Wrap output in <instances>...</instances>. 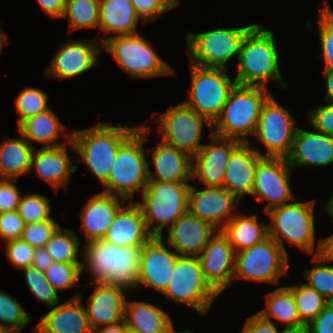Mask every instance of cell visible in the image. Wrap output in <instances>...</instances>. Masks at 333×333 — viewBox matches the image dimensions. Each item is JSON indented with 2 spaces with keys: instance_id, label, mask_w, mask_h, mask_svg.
Returning <instances> with one entry per match:
<instances>
[{
  "instance_id": "3957f363",
  "label": "cell",
  "mask_w": 333,
  "mask_h": 333,
  "mask_svg": "<svg viewBox=\"0 0 333 333\" xmlns=\"http://www.w3.org/2000/svg\"><path fill=\"white\" fill-rule=\"evenodd\" d=\"M112 126L98 122L94 127L71 130L70 146L82 159L102 186L107 182L120 145L139 127ZM122 126V127H121Z\"/></svg>"
},
{
  "instance_id": "5bb4252c",
  "label": "cell",
  "mask_w": 333,
  "mask_h": 333,
  "mask_svg": "<svg viewBox=\"0 0 333 333\" xmlns=\"http://www.w3.org/2000/svg\"><path fill=\"white\" fill-rule=\"evenodd\" d=\"M296 120L271 94L263 103L254 136L267 152L264 157H287L297 130Z\"/></svg>"
},
{
  "instance_id": "9c48e42d",
  "label": "cell",
  "mask_w": 333,
  "mask_h": 333,
  "mask_svg": "<svg viewBox=\"0 0 333 333\" xmlns=\"http://www.w3.org/2000/svg\"><path fill=\"white\" fill-rule=\"evenodd\" d=\"M255 25L233 29L217 28L197 34L187 31L185 39L190 63L226 69L230 59L240 56L245 36Z\"/></svg>"
},
{
  "instance_id": "ba28073f",
  "label": "cell",
  "mask_w": 333,
  "mask_h": 333,
  "mask_svg": "<svg viewBox=\"0 0 333 333\" xmlns=\"http://www.w3.org/2000/svg\"><path fill=\"white\" fill-rule=\"evenodd\" d=\"M101 38L102 48L111 53L119 67L134 79L172 75L174 72L139 33Z\"/></svg>"
},
{
  "instance_id": "e0dca14e",
  "label": "cell",
  "mask_w": 333,
  "mask_h": 333,
  "mask_svg": "<svg viewBox=\"0 0 333 333\" xmlns=\"http://www.w3.org/2000/svg\"><path fill=\"white\" fill-rule=\"evenodd\" d=\"M209 144L192 157V180L198 179L203 186H223L225 171L232 153L243 143L210 133Z\"/></svg>"
},
{
  "instance_id": "6125c7cd",
  "label": "cell",
  "mask_w": 333,
  "mask_h": 333,
  "mask_svg": "<svg viewBox=\"0 0 333 333\" xmlns=\"http://www.w3.org/2000/svg\"><path fill=\"white\" fill-rule=\"evenodd\" d=\"M327 206L325 207L326 212L330 215L331 219L333 220V194L331 198L327 201Z\"/></svg>"
},
{
  "instance_id": "f546056e",
  "label": "cell",
  "mask_w": 333,
  "mask_h": 333,
  "mask_svg": "<svg viewBox=\"0 0 333 333\" xmlns=\"http://www.w3.org/2000/svg\"><path fill=\"white\" fill-rule=\"evenodd\" d=\"M141 18L130 0H99V31L114 36L138 33Z\"/></svg>"
},
{
  "instance_id": "4dcf8cb0",
  "label": "cell",
  "mask_w": 333,
  "mask_h": 333,
  "mask_svg": "<svg viewBox=\"0 0 333 333\" xmlns=\"http://www.w3.org/2000/svg\"><path fill=\"white\" fill-rule=\"evenodd\" d=\"M266 308L258 311L263 318L275 324L280 322L288 332H300L305 330V324L301 321L295 297L292 289L287 286L279 287L265 295ZM272 317V318H271Z\"/></svg>"
},
{
  "instance_id": "6f0895ef",
  "label": "cell",
  "mask_w": 333,
  "mask_h": 333,
  "mask_svg": "<svg viewBox=\"0 0 333 333\" xmlns=\"http://www.w3.org/2000/svg\"><path fill=\"white\" fill-rule=\"evenodd\" d=\"M126 323L124 320L112 325L102 326L93 331V333H124Z\"/></svg>"
},
{
  "instance_id": "ac0fdd59",
  "label": "cell",
  "mask_w": 333,
  "mask_h": 333,
  "mask_svg": "<svg viewBox=\"0 0 333 333\" xmlns=\"http://www.w3.org/2000/svg\"><path fill=\"white\" fill-rule=\"evenodd\" d=\"M165 243L162 237L153 236L143 246L137 289L149 287L162 294L167 288L179 254Z\"/></svg>"
},
{
  "instance_id": "91938a15",
  "label": "cell",
  "mask_w": 333,
  "mask_h": 333,
  "mask_svg": "<svg viewBox=\"0 0 333 333\" xmlns=\"http://www.w3.org/2000/svg\"><path fill=\"white\" fill-rule=\"evenodd\" d=\"M322 253L332 262L333 261V234L323 238Z\"/></svg>"
},
{
  "instance_id": "d6986e66",
  "label": "cell",
  "mask_w": 333,
  "mask_h": 333,
  "mask_svg": "<svg viewBox=\"0 0 333 333\" xmlns=\"http://www.w3.org/2000/svg\"><path fill=\"white\" fill-rule=\"evenodd\" d=\"M205 281L220 295L232 288L235 271V251L228 238L218 230L198 255Z\"/></svg>"
},
{
  "instance_id": "4fadbf2b",
  "label": "cell",
  "mask_w": 333,
  "mask_h": 333,
  "mask_svg": "<svg viewBox=\"0 0 333 333\" xmlns=\"http://www.w3.org/2000/svg\"><path fill=\"white\" fill-rule=\"evenodd\" d=\"M154 122L159 125L157 130L162 135V142L186 152L191 157L204 146L200 144L203 127L208 126L212 133L213 126L207 118L199 115L183 101L160 113Z\"/></svg>"
},
{
  "instance_id": "60d3db41",
  "label": "cell",
  "mask_w": 333,
  "mask_h": 333,
  "mask_svg": "<svg viewBox=\"0 0 333 333\" xmlns=\"http://www.w3.org/2000/svg\"><path fill=\"white\" fill-rule=\"evenodd\" d=\"M16 112L19 114L17 127L26 119L49 109L48 94L40 88L25 86L14 100Z\"/></svg>"
},
{
  "instance_id": "ffe728a7",
  "label": "cell",
  "mask_w": 333,
  "mask_h": 333,
  "mask_svg": "<svg viewBox=\"0 0 333 333\" xmlns=\"http://www.w3.org/2000/svg\"><path fill=\"white\" fill-rule=\"evenodd\" d=\"M197 190L190 185L188 210L198 218L221 230L237 213L240 200L224 186H204Z\"/></svg>"
},
{
  "instance_id": "9a60e30c",
  "label": "cell",
  "mask_w": 333,
  "mask_h": 333,
  "mask_svg": "<svg viewBox=\"0 0 333 333\" xmlns=\"http://www.w3.org/2000/svg\"><path fill=\"white\" fill-rule=\"evenodd\" d=\"M292 172L286 157H264L258 163L251 196L268 202L265 213L295 200L290 187Z\"/></svg>"
},
{
  "instance_id": "f907efd6",
  "label": "cell",
  "mask_w": 333,
  "mask_h": 333,
  "mask_svg": "<svg viewBox=\"0 0 333 333\" xmlns=\"http://www.w3.org/2000/svg\"><path fill=\"white\" fill-rule=\"evenodd\" d=\"M308 119L317 132L333 137V103L320 105L310 110Z\"/></svg>"
},
{
  "instance_id": "db71d44e",
  "label": "cell",
  "mask_w": 333,
  "mask_h": 333,
  "mask_svg": "<svg viewBox=\"0 0 333 333\" xmlns=\"http://www.w3.org/2000/svg\"><path fill=\"white\" fill-rule=\"evenodd\" d=\"M276 326L277 325L272 320L269 321L256 312L254 315L247 318L241 333H289L284 328L279 332Z\"/></svg>"
},
{
  "instance_id": "52a82bcc",
  "label": "cell",
  "mask_w": 333,
  "mask_h": 333,
  "mask_svg": "<svg viewBox=\"0 0 333 333\" xmlns=\"http://www.w3.org/2000/svg\"><path fill=\"white\" fill-rule=\"evenodd\" d=\"M189 190L188 182L149 180L140 195L142 201L136 203L153 236L161 237L166 226L170 227L188 211Z\"/></svg>"
},
{
  "instance_id": "a7ac6f4b",
  "label": "cell",
  "mask_w": 333,
  "mask_h": 333,
  "mask_svg": "<svg viewBox=\"0 0 333 333\" xmlns=\"http://www.w3.org/2000/svg\"><path fill=\"white\" fill-rule=\"evenodd\" d=\"M0 333H11V332H7V331H0Z\"/></svg>"
},
{
  "instance_id": "8fae6325",
  "label": "cell",
  "mask_w": 333,
  "mask_h": 333,
  "mask_svg": "<svg viewBox=\"0 0 333 333\" xmlns=\"http://www.w3.org/2000/svg\"><path fill=\"white\" fill-rule=\"evenodd\" d=\"M162 295L167 300L187 304L203 317L219 297L205 281L199 257L187 255H179Z\"/></svg>"
},
{
  "instance_id": "603a6c76",
  "label": "cell",
  "mask_w": 333,
  "mask_h": 333,
  "mask_svg": "<svg viewBox=\"0 0 333 333\" xmlns=\"http://www.w3.org/2000/svg\"><path fill=\"white\" fill-rule=\"evenodd\" d=\"M126 201L124 198L102 191L92 195L87 200L81 213V226L85 243L104 238L118 211Z\"/></svg>"
},
{
  "instance_id": "7c38bea8",
  "label": "cell",
  "mask_w": 333,
  "mask_h": 333,
  "mask_svg": "<svg viewBox=\"0 0 333 333\" xmlns=\"http://www.w3.org/2000/svg\"><path fill=\"white\" fill-rule=\"evenodd\" d=\"M288 254L270 236L235 253L234 279L279 284L289 267Z\"/></svg>"
},
{
  "instance_id": "d590c367",
  "label": "cell",
  "mask_w": 333,
  "mask_h": 333,
  "mask_svg": "<svg viewBox=\"0 0 333 333\" xmlns=\"http://www.w3.org/2000/svg\"><path fill=\"white\" fill-rule=\"evenodd\" d=\"M80 241L74 230L59 228L45 248L54 262L81 264Z\"/></svg>"
},
{
  "instance_id": "003e7915",
  "label": "cell",
  "mask_w": 333,
  "mask_h": 333,
  "mask_svg": "<svg viewBox=\"0 0 333 333\" xmlns=\"http://www.w3.org/2000/svg\"><path fill=\"white\" fill-rule=\"evenodd\" d=\"M289 333H306L305 331H300V332H289Z\"/></svg>"
},
{
  "instance_id": "11a10c76",
  "label": "cell",
  "mask_w": 333,
  "mask_h": 333,
  "mask_svg": "<svg viewBox=\"0 0 333 333\" xmlns=\"http://www.w3.org/2000/svg\"><path fill=\"white\" fill-rule=\"evenodd\" d=\"M41 9L53 18H63L66 0H37Z\"/></svg>"
},
{
  "instance_id": "d6a6232c",
  "label": "cell",
  "mask_w": 333,
  "mask_h": 333,
  "mask_svg": "<svg viewBox=\"0 0 333 333\" xmlns=\"http://www.w3.org/2000/svg\"><path fill=\"white\" fill-rule=\"evenodd\" d=\"M20 138L4 136L0 143V178L17 179L30 174L34 145L19 132Z\"/></svg>"
},
{
  "instance_id": "8992f818",
  "label": "cell",
  "mask_w": 333,
  "mask_h": 333,
  "mask_svg": "<svg viewBox=\"0 0 333 333\" xmlns=\"http://www.w3.org/2000/svg\"><path fill=\"white\" fill-rule=\"evenodd\" d=\"M314 205L315 200L292 201L265 213L271 219L268 223V236L272 237L287 254L284 240L308 254L322 253L323 238L319 239L318 243L315 241Z\"/></svg>"
},
{
  "instance_id": "8d00e7d4",
  "label": "cell",
  "mask_w": 333,
  "mask_h": 333,
  "mask_svg": "<svg viewBox=\"0 0 333 333\" xmlns=\"http://www.w3.org/2000/svg\"><path fill=\"white\" fill-rule=\"evenodd\" d=\"M63 17L69 19V30L99 28V0H66Z\"/></svg>"
},
{
  "instance_id": "681fc988",
  "label": "cell",
  "mask_w": 333,
  "mask_h": 333,
  "mask_svg": "<svg viewBox=\"0 0 333 333\" xmlns=\"http://www.w3.org/2000/svg\"><path fill=\"white\" fill-rule=\"evenodd\" d=\"M24 226L25 222L17 210L0 213V239L3 242L20 238Z\"/></svg>"
},
{
  "instance_id": "9f6ffc18",
  "label": "cell",
  "mask_w": 333,
  "mask_h": 333,
  "mask_svg": "<svg viewBox=\"0 0 333 333\" xmlns=\"http://www.w3.org/2000/svg\"><path fill=\"white\" fill-rule=\"evenodd\" d=\"M53 262L54 260L47 252V249L45 247H38L35 250L31 266L45 272Z\"/></svg>"
},
{
  "instance_id": "2e32d148",
  "label": "cell",
  "mask_w": 333,
  "mask_h": 333,
  "mask_svg": "<svg viewBox=\"0 0 333 333\" xmlns=\"http://www.w3.org/2000/svg\"><path fill=\"white\" fill-rule=\"evenodd\" d=\"M99 36L98 33L93 40L73 41L69 37L60 45L51 63L45 68L46 77L59 80L73 78L97 66L98 54L103 49L97 39Z\"/></svg>"
},
{
  "instance_id": "7dc6e473",
  "label": "cell",
  "mask_w": 333,
  "mask_h": 333,
  "mask_svg": "<svg viewBox=\"0 0 333 333\" xmlns=\"http://www.w3.org/2000/svg\"><path fill=\"white\" fill-rule=\"evenodd\" d=\"M144 24L155 22L159 17L179 6L180 0H130Z\"/></svg>"
},
{
  "instance_id": "836d02e7",
  "label": "cell",
  "mask_w": 333,
  "mask_h": 333,
  "mask_svg": "<svg viewBox=\"0 0 333 333\" xmlns=\"http://www.w3.org/2000/svg\"><path fill=\"white\" fill-rule=\"evenodd\" d=\"M124 321L141 333H167L174 325L168 312L146 301H126Z\"/></svg>"
},
{
  "instance_id": "680465c9",
  "label": "cell",
  "mask_w": 333,
  "mask_h": 333,
  "mask_svg": "<svg viewBox=\"0 0 333 333\" xmlns=\"http://www.w3.org/2000/svg\"><path fill=\"white\" fill-rule=\"evenodd\" d=\"M323 75L326 79L327 93L325 95V101L327 103H333V71L331 70H323Z\"/></svg>"
},
{
  "instance_id": "277c9868",
  "label": "cell",
  "mask_w": 333,
  "mask_h": 333,
  "mask_svg": "<svg viewBox=\"0 0 333 333\" xmlns=\"http://www.w3.org/2000/svg\"><path fill=\"white\" fill-rule=\"evenodd\" d=\"M140 125L119 147L107 182L102 192L133 200L134 193L140 194L149 182L147 150L144 143L151 129Z\"/></svg>"
},
{
  "instance_id": "1f68e13d",
  "label": "cell",
  "mask_w": 333,
  "mask_h": 333,
  "mask_svg": "<svg viewBox=\"0 0 333 333\" xmlns=\"http://www.w3.org/2000/svg\"><path fill=\"white\" fill-rule=\"evenodd\" d=\"M20 132L30 143H42V147H58L70 144L71 130L69 133L62 134L65 129L58 116L51 108L24 120L18 127ZM65 136L66 141L59 143L60 136Z\"/></svg>"
},
{
  "instance_id": "e7e4bbea",
  "label": "cell",
  "mask_w": 333,
  "mask_h": 333,
  "mask_svg": "<svg viewBox=\"0 0 333 333\" xmlns=\"http://www.w3.org/2000/svg\"><path fill=\"white\" fill-rule=\"evenodd\" d=\"M167 333H193V332H191V331L178 332V331L175 330V328L173 326Z\"/></svg>"
},
{
  "instance_id": "816d5d0a",
  "label": "cell",
  "mask_w": 333,
  "mask_h": 333,
  "mask_svg": "<svg viewBox=\"0 0 333 333\" xmlns=\"http://www.w3.org/2000/svg\"><path fill=\"white\" fill-rule=\"evenodd\" d=\"M16 181L17 179L0 178V213L17 210L21 192L14 183Z\"/></svg>"
},
{
  "instance_id": "484cf974",
  "label": "cell",
  "mask_w": 333,
  "mask_h": 333,
  "mask_svg": "<svg viewBox=\"0 0 333 333\" xmlns=\"http://www.w3.org/2000/svg\"><path fill=\"white\" fill-rule=\"evenodd\" d=\"M286 158L293 170L297 166H328L333 163V137L298 127Z\"/></svg>"
},
{
  "instance_id": "c3c4849f",
  "label": "cell",
  "mask_w": 333,
  "mask_h": 333,
  "mask_svg": "<svg viewBox=\"0 0 333 333\" xmlns=\"http://www.w3.org/2000/svg\"><path fill=\"white\" fill-rule=\"evenodd\" d=\"M4 243L6 257L15 269L22 270L32 265L35 247L30 246L21 238Z\"/></svg>"
},
{
  "instance_id": "f1b7e54d",
  "label": "cell",
  "mask_w": 333,
  "mask_h": 333,
  "mask_svg": "<svg viewBox=\"0 0 333 333\" xmlns=\"http://www.w3.org/2000/svg\"><path fill=\"white\" fill-rule=\"evenodd\" d=\"M152 151V153H150ZM156 171L148 167L149 180L165 182H189L192 180V157L186 152L159 141L155 148L147 150Z\"/></svg>"
},
{
  "instance_id": "be15d7a7",
  "label": "cell",
  "mask_w": 333,
  "mask_h": 333,
  "mask_svg": "<svg viewBox=\"0 0 333 333\" xmlns=\"http://www.w3.org/2000/svg\"><path fill=\"white\" fill-rule=\"evenodd\" d=\"M124 333H141V332L138 331L137 329H134V328L126 325Z\"/></svg>"
},
{
  "instance_id": "ab89813d",
  "label": "cell",
  "mask_w": 333,
  "mask_h": 333,
  "mask_svg": "<svg viewBox=\"0 0 333 333\" xmlns=\"http://www.w3.org/2000/svg\"><path fill=\"white\" fill-rule=\"evenodd\" d=\"M297 303V310L301 321L307 325L329 303L321 294L308 284L289 286Z\"/></svg>"
},
{
  "instance_id": "cb8c5ba5",
  "label": "cell",
  "mask_w": 333,
  "mask_h": 333,
  "mask_svg": "<svg viewBox=\"0 0 333 333\" xmlns=\"http://www.w3.org/2000/svg\"><path fill=\"white\" fill-rule=\"evenodd\" d=\"M251 141L242 143L228 162L223 186L239 200L243 196L252 195L255 172L258 163L264 158L263 151L251 147Z\"/></svg>"
},
{
  "instance_id": "e575fe53",
  "label": "cell",
  "mask_w": 333,
  "mask_h": 333,
  "mask_svg": "<svg viewBox=\"0 0 333 333\" xmlns=\"http://www.w3.org/2000/svg\"><path fill=\"white\" fill-rule=\"evenodd\" d=\"M221 232L228 238L236 252L262 242L268 237V223H259L257 215H235Z\"/></svg>"
},
{
  "instance_id": "f6af8a7d",
  "label": "cell",
  "mask_w": 333,
  "mask_h": 333,
  "mask_svg": "<svg viewBox=\"0 0 333 333\" xmlns=\"http://www.w3.org/2000/svg\"><path fill=\"white\" fill-rule=\"evenodd\" d=\"M22 271H24L29 289L37 300L45 303L47 307H53L60 302L58 292L48 282L44 272L32 266L26 267Z\"/></svg>"
},
{
  "instance_id": "44dd1931",
  "label": "cell",
  "mask_w": 333,
  "mask_h": 333,
  "mask_svg": "<svg viewBox=\"0 0 333 333\" xmlns=\"http://www.w3.org/2000/svg\"><path fill=\"white\" fill-rule=\"evenodd\" d=\"M162 239L179 255L198 256L218 231L211 223L202 220L189 210L180 216Z\"/></svg>"
},
{
  "instance_id": "5b68a950",
  "label": "cell",
  "mask_w": 333,
  "mask_h": 333,
  "mask_svg": "<svg viewBox=\"0 0 333 333\" xmlns=\"http://www.w3.org/2000/svg\"><path fill=\"white\" fill-rule=\"evenodd\" d=\"M271 91L262 86L237 84L231 90L220 116L212 126V134L250 142L254 136L263 103Z\"/></svg>"
},
{
  "instance_id": "6da1fadb",
  "label": "cell",
  "mask_w": 333,
  "mask_h": 333,
  "mask_svg": "<svg viewBox=\"0 0 333 333\" xmlns=\"http://www.w3.org/2000/svg\"><path fill=\"white\" fill-rule=\"evenodd\" d=\"M83 245L81 269H88L91 283H110L130 292L137 289L144 245L119 247L103 239Z\"/></svg>"
},
{
  "instance_id": "74e56055",
  "label": "cell",
  "mask_w": 333,
  "mask_h": 333,
  "mask_svg": "<svg viewBox=\"0 0 333 333\" xmlns=\"http://www.w3.org/2000/svg\"><path fill=\"white\" fill-rule=\"evenodd\" d=\"M312 261L316 264L303 272L306 284L333 302V265L328 264L330 260L323 253L313 255Z\"/></svg>"
},
{
  "instance_id": "b9f144b4",
  "label": "cell",
  "mask_w": 333,
  "mask_h": 333,
  "mask_svg": "<svg viewBox=\"0 0 333 333\" xmlns=\"http://www.w3.org/2000/svg\"><path fill=\"white\" fill-rule=\"evenodd\" d=\"M324 7L317 9L318 34L322 53L319 56L324 61L323 70L333 71V10L324 0Z\"/></svg>"
},
{
  "instance_id": "f35d334b",
  "label": "cell",
  "mask_w": 333,
  "mask_h": 333,
  "mask_svg": "<svg viewBox=\"0 0 333 333\" xmlns=\"http://www.w3.org/2000/svg\"><path fill=\"white\" fill-rule=\"evenodd\" d=\"M31 321L24 307L4 290L0 291V331L21 333Z\"/></svg>"
},
{
  "instance_id": "7402d4cb",
  "label": "cell",
  "mask_w": 333,
  "mask_h": 333,
  "mask_svg": "<svg viewBox=\"0 0 333 333\" xmlns=\"http://www.w3.org/2000/svg\"><path fill=\"white\" fill-rule=\"evenodd\" d=\"M91 284L96 286L85 306L92 330L124 320L128 299L125 292L129 290L110 283Z\"/></svg>"
},
{
  "instance_id": "4316f807",
  "label": "cell",
  "mask_w": 333,
  "mask_h": 333,
  "mask_svg": "<svg viewBox=\"0 0 333 333\" xmlns=\"http://www.w3.org/2000/svg\"><path fill=\"white\" fill-rule=\"evenodd\" d=\"M82 299L80 293L56 304L40 318L36 327L42 333H93Z\"/></svg>"
},
{
  "instance_id": "7a4b0ae2",
  "label": "cell",
  "mask_w": 333,
  "mask_h": 333,
  "mask_svg": "<svg viewBox=\"0 0 333 333\" xmlns=\"http://www.w3.org/2000/svg\"><path fill=\"white\" fill-rule=\"evenodd\" d=\"M279 51L273 31L256 24L245 36L235 77L240 85L267 87V81L279 82L281 88L287 85L283 80L279 63Z\"/></svg>"
},
{
  "instance_id": "d4e9b609",
  "label": "cell",
  "mask_w": 333,
  "mask_h": 333,
  "mask_svg": "<svg viewBox=\"0 0 333 333\" xmlns=\"http://www.w3.org/2000/svg\"><path fill=\"white\" fill-rule=\"evenodd\" d=\"M67 144L58 147H42L34 149L30 173L34 169L37 176L47 182L52 188H67L71 175L77 171L67 150Z\"/></svg>"
},
{
  "instance_id": "83f0119b",
  "label": "cell",
  "mask_w": 333,
  "mask_h": 333,
  "mask_svg": "<svg viewBox=\"0 0 333 333\" xmlns=\"http://www.w3.org/2000/svg\"><path fill=\"white\" fill-rule=\"evenodd\" d=\"M153 235L136 201H130L117 213L103 240L116 246L145 245Z\"/></svg>"
},
{
  "instance_id": "94428289",
  "label": "cell",
  "mask_w": 333,
  "mask_h": 333,
  "mask_svg": "<svg viewBox=\"0 0 333 333\" xmlns=\"http://www.w3.org/2000/svg\"><path fill=\"white\" fill-rule=\"evenodd\" d=\"M7 39H8V37L5 33V31H3L2 28H0V52L3 49V47L5 46V44L8 42Z\"/></svg>"
},
{
  "instance_id": "03108f58",
  "label": "cell",
  "mask_w": 333,
  "mask_h": 333,
  "mask_svg": "<svg viewBox=\"0 0 333 333\" xmlns=\"http://www.w3.org/2000/svg\"><path fill=\"white\" fill-rule=\"evenodd\" d=\"M33 331H34L33 333H42L36 326H35V329Z\"/></svg>"
},
{
  "instance_id": "7bdbcfd3",
  "label": "cell",
  "mask_w": 333,
  "mask_h": 333,
  "mask_svg": "<svg viewBox=\"0 0 333 333\" xmlns=\"http://www.w3.org/2000/svg\"><path fill=\"white\" fill-rule=\"evenodd\" d=\"M50 200L45 195L29 193L20 197L17 211L25 224L46 221L51 218Z\"/></svg>"
},
{
  "instance_id": "30bf717a",
  "label": "cell",
  "mask_w": 333,
  "mask_h": 333,
  "mask_svg": "<svg viewBox=\"0 0 333 333\" xmlns=\"http://www.w3.org/2000/svg\"><path fill=\"white\" fill-rule=\"evenodd\" d=\"M228 69L202 67L190 63L191 88L183 102L212 124L220 116L236 80Z\"/></svg>"
},
{
  "instance_id": "ee69618b",
  "label": "cell",
  "mask_w": 333,
  "mask_h": 333,
  "mask_svg": "<svg viewBox=\"0 0 333 333\" xmlns=\"http://www.w3.org/2000/svg\"><path fill=\"white\" fill-rule=\"evenodd\" d=\"M44 274L51 286L58 292L73 288L81 277L82 269L81 264L53 262Z\"/></svg>"
},
{
  "instance_id": "bcb514c9",
  "label": "cell",
  "mask_w": 333,
  "mask_h": 333,
  "mask_svg": "<svg viewBox=\"0 0 333 333\" xmlns=\"http://www.w3.org/2000/svg\"><path fill=\"white\" fill-rule=\"evenodd\" d=\"M60 227L52 217L46 221L25 224L20 238L35 248L45 247Z\"/></svg>"
},
{
  "instance_id": "f5cc1de1",
  "label": "cell",
  "mask_w": 333,
  "mask_h": 333,
  "mask_svg": "<svg viewBox=\"0 0 333 333\" xmlns=\"http://www.w3.org/2000/svg\"><path fill=\"white\" fill-rule=\"evenodd\" d=\"M306 333H333V302L325 308L306 326Z\"/></svg>"
}]
</instances>
